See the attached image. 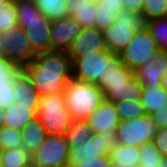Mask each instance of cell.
Returning <instances> with one entry per match:
<instances>
[{
  "instance_id": "1",
  "label": "cell",
  "mask_w": 167,
  "mask_h": 167,
  "mask_svg": "<svg viewBox=\"0 0 167 167\" xmlns=\"http://www.w3.org/2000/svg\"><path fill=\"white\" fill-rule=\"evenodd\" d=\"M72 58L67 52L47 51L23 66L33 87L40 96L64 93L68 81L72 78Z\"/></svg>"
},
{
  "instance_id": "2",
  "label": "cell",
  "mask_w": 167,
  "mask_h": 167,
  "mask_svg": "<svg viewBox=\"0 0 167 167\" xmlns=\"http://www.w3.org/2000/svg\"><path fill=\"white\" fill-rule=\"evenodd\" d=\"M18 26L24 29L35 54L51 51V21L32 0H14Z\"/></svg>"
},
{
  "instance_id": "3",
  "label": "cell",
  "mask_w": 167,
  "mask_h": 167,
  "mask_svg": "<svg viewBox=\"0 0 167 167\" xmlns=\"http://www.w3.org/2000/svg\"><path fill=\"white\" fill-rule=\"evenodd\" d=\"M64 95L73 120H86L105 100L104 92L95 84L73 77L68 81Z\"/></svg>"
},
{
  "instance_id": "4",
  "label": "cell",
  "mask_w": 167,
  "mask_h": 167,
  "mask_svg": "<svg viewBox=\"0 0 167 167\" xmlns=\"http://www.w3.org/2000/svg\"><path fill=\"white\" fill-rule=\"evenodd\" d=\"M119 55L107 49L72 59V77L93 83L101 90L109 86L111 64Z\"/></svg>"
},
{
  "instance_id": "5",
  "label": "cell",
  "mask_w": 167,
  "mask_h": 167,
  "mask_svg": "<svg viewBox=\"0 0 167 167\" xmlns=\"http://www.w3.org/2000/svg\"><path fill=\"white\" fill-rule=\"evenodd\" d=\"M146 27L143 13L123 10L113 24L103 30L106 49L120 55L133 40L137 31Z\"/></svg>"
},
{
  "instance_id": "6",
  "label": "cell",
  "mask_w": 167,
  "mask_h": 167,
  "mask_svg": "<svg viewBox=\"0 0 167 167\" xmlns=\"http://www.w3.org/2000/svg\"><path fill=\"white\" fill-rule=\"evenodd\" d=\"M105 100L112 103L140 101L142 84L134 76V71L126 67L118 56L111 64L109 86L103 90Z\"/></svg>"
},
{
  "instance_id": "7",
  "label": "cell",
  "mask_w": 167,
  "mask_h": 167,
  "mask_svg": "<svg viewBox=\"0 0 167 167\" xmlns=\"http://www.w3.org/2000/svg\"><path fill=\"white\" fill-rule=\"evenodd\" d=\"M36 117L40 120L47 134L65 135L73 121L66 108L64 93L40 96Z\"/></svg>"
},
{
  "instance_id": "8",
  "label": "cell",
  "mask_w": 167,
  "mask_h": 167,
  "mask_svg": "<svg viewBox=\"0 0 167 167\" xmlns=\"http://www.w3.org/2000/svg\"><path fill=\"white\" fill-rule=\"evenodd\" d=\"M70 149L65 135L47 134L42 144L31 154L35 167H67Z\"/></svg>"
},
{
  "instance_id": "9",
  "label": "cell",
  "mask_w": 167,
  "mask_h": 167,
  "mask_svg": "<svg viewBox=\"0 0 167 167\" xmlns=\"http://www.w3.org/2000/svg\"><path fill=\"white\" fill-rule=\"evenodd\" d=\"M158 130V126L151 117L145 115L132 120H120L115 132L117 143L140 147L145 143L152 142Z\"/></svg>"
},
{
  "instance_id": "10",
  "label": "cell",
  "mask_w": 167,
  "mask_h": 167,
  "mask_svg": "<svg viewBox=\"0 0 167 167\" xmlns=\"http://www.w3.org/2000/svg\"><path fill=\"white\" fill-rule=\"evenodd\" d=\"M116 144V132L92 133L87 141L68 143L70 149L68 161H88L96 160V157L109 156Z\"/></svg>"
},
{
  "instance_id": "11",
  "label": "cell",
  "mask_w": 167,
  "mask_h": 167,
  "mask_svg": "<svg viewBox=\"0 0 167 167\" xmlns=\"http://www.w3.org/2000/svg\"><path fill=\"white\" fill-rule=\"evenodd\" d=\"M0 50L2 56L16 61L22 67L36 57L26 31L19 26L0 34Z\"/></svg>"
},
{
  "instance_id": "12",
  "label": "cell",
  "mask_w": 167,
  "mask_h": 167,
  "mask_svg": "<svg viewBox=\"0 0 167 167\" xmlns=\"http://www.w3.org/2000/svg\"><path fill=\"white\" fill-rule=\"evenodd\" d=\"M157 51H159L157 43L145 27L134 34L133 40L119 57L126 67L135 71Z\"/></svg>"
},
{
  "instance_id": "13",
  "label": "cell",
  "mask_w": 167,
  "mask_h": 167,
  "mask_svg": "<svg viewBox=\"0 0 167 167\" xmlns=\"http://www.w3.org/2000/svg\"><path fill=\"white\" fill-rule=\"evenodd\" d=\"M166 73L167 51L159 50L134 71V76L142 84V88H154L162 86V78Z\"/></svg>"
},
{
  "instance_id": "14",
  "label": "cell",
  "mask_w": 167,
  "mask_h": 167,
  "mask_svg": "<svg viewBox=\"0 0 167 167\" xmlns=\"http://www.w3.org/2000/svg\"><path fill=\"white\" fill-rule=\"evenodd\" d=\"M81 25L71 16L51 21V50L68 52L74 40L80 34Z\"/></svg>"
},
{
  "instance_id": "15",
  "label": "cell",
  "mask_w": 167,
  "mask_h": 167,
  "mask_svg": "<svg viewBox=\"0 0 167 167\" xmlns=\"http://www.w3.org/2000/svg\"><path fill=\"white\" fill-rule=\"evenodd\" d=\"M104 49H106V44L102 30L96 27L81 28L80 34L74 40L67 53L72 59H76Z\"/></svg>"
},
{
  "instance_id": "16",
  "label": "cell",
  "mask_w": 167,
  "mask_h": 167,
  "mask_svg": "<svg viewBox=\"0 0 167 167\" xmlns=\"http://www.w3.org/2000/svg\"><path fill=\"white\" fill-rule=\"evenodd\" d=\"M86 121L93 133L106 134L108 132H115L120 118L115 104L104 100Z\"/></svg>"
},
{
  "instance_id": "17",
  "label": "cell",
  "mask_w": 167,
  "mask_h": 167,
  "mask_svg": "<svg viewBox=\"0 0 167 167\" xmlns=\"http://www.w3.org/2000/svg\"><path fill=\"white\" fill-rule=\"evenodd\" d=\"M68 16L73 17L82 28L95 27L96 2L93 0H65Z\"/></svg>"
},
{
  "instance_id": "18",
  "label": "cell",
  "mask_w": 167,
  "mask_h": 167,
  "mask_svg": "<svg viewBox=\"0 0 167 167\" xmlns=\"http://www.w3.org/2000/svg\"><path fill=\"white\" fill-rule=\"evenodd\" d=\"M15 103L31 106V111L36 115L39 106L40 95L33 87L30 78L22 72L14 80Z\"/></svg>"
},
{
  "instance_id": "19",
  "label": "cell",
  "mask_w": 167,
  "mask_h": 167,
  "mask_svg": "<svg viewBox=\"0 0 167 167\" xmlns=\"http://www.w3.org/2000/svg\"><path fill=\"white\" fill-rule=\"evenodd\" d=\"M97 14L95 27L104 30L110 27L117 14L123 11V0H101L96 2Z\"/></svg>"
},
{
  "instance_id": "20",
  "label": "cell",
  "mask_w": 167,
  "mask_h": 167,
  "mask_svg": "<svg viewBox=\"0 0 167 167\" xmlns=\"http://www.w3.org/2000/svg\"><path fill=\"white\" fill-rule=\"evenodd\" d=\"M36 115L31 111V106L19 105L14 103L4 110L3 127L23 130L26 124L35 118Z\"/></svg>"
},
{
  "instance_id": "21",
  "label": "cell",
  "mask_w": 167,
  "mask_h": 167,
  "mask_svg": "<svg viewBox=\"0 0 167 167\" xmlns=\"http://www.w3.org/2000/svg\"><path fill=\"white\" fill-rule=\"evenodd\" d=\"M46 130L40 120L35 117L22 130L23 147L32 154L45 140Z\"/></svg>"
},
{
  "instance_id": "22",
  "label": "cell",
  "mask_w": 167,
  "mask_h": 167,
  "mask_svg": "<svg viewBox=\"0 0 167 167\" xmlns=\"http://www.w3.org/2000/svg\"><path fill=\"white\" fill-rule=\"evenodd\" d=\"M140 102L145 108L147 115L167 107V91L162 87L142 88Z\"/></svg>"
},
{
  "instance_id": "23",
  "label": "cell",
  "mask_w": 167,
  "mask_h": 167,
  "mask_svg": "<svg viewBox=\"0 0 167 167\" xmlns=\"http://www.w3.org/2000/svg\"><path fill=\"white\" fill-rule=\"evenodd\" d=\"M113 165H139L140 150L139 147L131 145H122L117 143L109 154Z\"/></svg>"
},
{
  "instance_id": "24",
  "label": "cell",
  "mask_w": 167,
  "mask_h": 167,
  "mask_svg": "<svg viewBox=\"0 0 167 167\" xmlns=\"http://www.w3.org/2000/svg\"><path fill=\"white\" fill-rule=\"evenodd\" d=\"M2 167H26L32 163L31 154L24 148L0 150Z\"/></svg>"
},
{
  "instance_id": "25",
  "label": "cell",
  "mask_w": 167,
  "mask_h": 167,
  "mask_svg": "<svg viewBox=\"0 0 167 167\" xmlns=\"http://www.w3.org/2000/svg\"><path fill=\"white\" fill-rule=\"evenodd\" d=\"M32 2L50 21L68 16L65 0H32Z\"/></svg>"
},
{
  "instance_id": "26",
  "label": "cell",
  "mask_w": 167,
  "mask_h": 167,
  "mask_svg": "<svg viewBox=\"0 0 167 167\" xmlns=\"http://www.w3.org/2000/svg\"><path fill=\"white\" fill-rule=\"evenodd\" d=\"M146 28L159 50L167 51V17L146 22Z\"/></svg>"
},
{
  "instance_id": "27",
  "label": "cell",
  "mask_w": 167,
  "mask_h": 167,
  "mask_svg": "<svg viewBox=\"0 0 167 167\" xmlns=\"http://www.w3.org/2000/svg\"><path fill=\"white\" fill-rule=\"evenodd\" d=\"M23 67L16 61L0 55V85H14Z\"/></svg>"
},
{
  "instance_id": "28",
  "label": "cell",
  "mask_w": 167,
  "mask_h": 167,
  "mask_svg": "<svg viewBox=\"0 0 167 167\" xmlns=\"http://www.w3.org/2000/svg\"><path fill=\"white\" fill-rule=\"evenodd\" d=\"M92 133L86 120H73L65 136L67 143H80L87 141Z\"/></svg>"
},
{
  "instance_id": "29",
  "label": "cell",
  "mask_w": 167,
  "mask_h": 167,
  "mask_svg": "<svg viewBox=\"0 0 167 167\" xmlns=\"http://www.w3.org/2000/svg\"><path fill=\"white\" fill-rule=\"evenodd\" d=\"M18 26V15L14 0L0 5V34Z\"/></svg>"
},
{
  "instance_id": "30",
  "label": "cell",
  "mask_w": 167,
  "mask_h": 167,
  "mask_svg": "<svg viewBox=\"0 0 167 167\" xmlns=\"http://www.w3.org/2000/svg\"><path fill=\"white\" fill-rule=\"evenodd\" d=\"M120 120L135 119L147 115L140 101H122L115 103Z\"/></svg>"
},
{
  "instance_id": "31",
  "label": "cell",
  "mask_w": 167,
  "mask_h": 167,
  "mask_svg": "<svg viewBox=\"0 0 167 167\" xmlns=\"http://www.w3.org/2000/svg\"><path fill=\"white\" fill-rule=\"evenodd\" d=\"M23 147L22 131L15 128H0V150Z\"/></svg>"
},
{
  "instance_id": "32",
  "label": "cell",
  "mask_w": 167,
  "mask_h": 167,
  "mask_svg": "<svg viewBox=\"0 0 167 167\" xmlns=\"http://www.w3.org/2000/svg\"><path fill=\"white\" fill-rule=\"evenodd\" d=\"M142 13L146 22L167 17V0H144Z\"/></svg>"
},
{
  "instance_id": "33",
  "label": "cell",
  "mask_w": 167,
  "mask_h": 167,
  "mask_svg": "<svg viewBox=\"0 0 167 167\" xmlns=\"http://www.w3.org/2000/svg\"><path fill=\"white\" fill-rule=\"evenodd\" d=\"M139 150H140L139 165L159 167L163 156L158 152L157 148L152 142L141 145L139 147Z\"/></svg>"
},
{
  "instance_id": "34",
  "label": "cell",
  "mask_w": 167,
  "mask_h": 167,
  "mask_svg": "<svg viewBox=\"0 0 167 167\" xmlns=\"http://www.w3.org/2000/svg\"><path fill=\"white\" fill-rule=\"evenodd\" d=\"M67 167H113L109 156L96 157V160L68 161Z\"/></svg>"
},
{
  "instance_id": "35",
  "label": "cell",
  "mask_w": 167,
  "mask_h": 167,
  "mask_svg": "<svg viewBox=\"0 0 167 167\" xmlns=\"http://www.w3.org/2000/svg\"><path fill=\"white\" fill-rule=\"evenodd\" d=\"M15 102L14 85H0V108L6 110Z\"/></svg>"
},
{
  "instance_id": "36",
  "label": "cell",
  "mask_w": 167,
  "mask_h": 167,
  "mask_svg": "<svg viewBox=\"0 0 167 167\" xmlns=\"http://www.w3.org/2000/svg\"><path fill=\"white\" fill-rule=\"evenodd\" d=\"M152 143L163 157H167V128H160Z\"/></svg>"
},
{
  "instance_id": "37",
  "label": "cell",
  "mask_w": 167,
  "mask_h": 167,
  "mask_svg": "<svg viewBox=\"0 0 167 167\" xmlns=\"http://www.w3.org/2000/svg\"><path fill=\"white\" fill-rule=\"evenodd\" d=\"M149 116L159 129L167 128V107H163Z\"/></svg>"
},
{
  "instance_id": "38",
  "label": "cell",
  "mask_w": 167,
  "mask_h": 167,
  "mask_svg": "<svg viewBox=\"0 0 167 167\" xmlns=\"http://www.w3.org/2000/svg\"><path fill=\"white\" fill-rule=\"evenodd\" d=\"M144 0H123V9L142 13Z\"/></svg>"
},
{
  "instance_id": "39",
  "label": "cell",
  "mask_w": 167,
  "mask_h": 167,
  "mask_svg": "<svg viewBox=\"0 0 167 167\" xmlns=\"http://www.w3.org/2000/svg\"><path fill=\"white\" fill-rule=\"evenodd\" d=\"M4 109L0 108V128L3 127V123H4Z\"/></svg>"
},
{
  "instance_id": "40",
  "label": "cell",
  "mask_w": 167,
  "mask_h": 167,
  "mask_svg": "<svg viewBox=\"0 0 167 167\" xmlns=\"http://www.w3.org/2000/svg\"><path fill=\"white\" fill-rule=\"evenodd\" d=\"M162 87L167 91V73H166V75L162 78Z\"/></svg>"
},
{
  "instance_id": "41",
  "label": "cell",
  "mask_w": 167,
  "mask_h": 167,
  "mask_svg": "<svg viewBox=\"0 0 167 167\" xmlns=\"http://www.w3.org/2000/svg\"><path fill=\"white\" fill-rule=\"evenodd\" d=\"M159 167H167V157H163Z\"/></svg>"
},
{
  "instance_id": "42",
  "label": "cell",
  "mask_w": 167,
  "mask_h": 167,
  "mask_svg": "<svg viewBox=\"0 0 167 167\" xmlns=\"http://www.w3.org/2000/svg\"><path fill=\"white\" fill-rule=\"evenodd\" d=\"M113 167H138V166H134V165H131V164H128V165H113Z\"/></svg>"
},
{
  "instance_id": "43",
  "label": "cell",
  "mask_w": 167,
  "mask_h": 167,
  "mask_svg": "<svg viewBox=\"0 0 167 167\" xmlns=\"http://www.w3.org/2000/svg\"><path fill=\"white\" fill-rule=\"evenodd\" d=\"M138 167H156V166L138 165Z\"/></svg>"
},
{
  "instance_id": "44",
  "label": "cell",
  "mask_w": 167,
  "mask_h": 167,
  "mask_svg": "<svg viewBox=\"0 0 167 167\" xmlns=\"http://www.w3.org/2000/svg\"><path fill=\"white\" fill-rule=\"evenodd\" d=\"M9 0H0V5L2 4V3H6V2H8Z\"/></svg>"
},
{
  "instance_id": "45",
  "label": "cell",
  "mask_w": 167,
  "mask_h": 167,
  "mask_svg": "<svg viewBox=\"0 0 167 167\" xmlns=\"http://www.w3.org/2000/svg\"><path fill=\"white\" fill-rule=\"evenodd\" d=\"M26 167H35V166L31 163L30 165H28Z\"/></svg>"
}]
</instances>
